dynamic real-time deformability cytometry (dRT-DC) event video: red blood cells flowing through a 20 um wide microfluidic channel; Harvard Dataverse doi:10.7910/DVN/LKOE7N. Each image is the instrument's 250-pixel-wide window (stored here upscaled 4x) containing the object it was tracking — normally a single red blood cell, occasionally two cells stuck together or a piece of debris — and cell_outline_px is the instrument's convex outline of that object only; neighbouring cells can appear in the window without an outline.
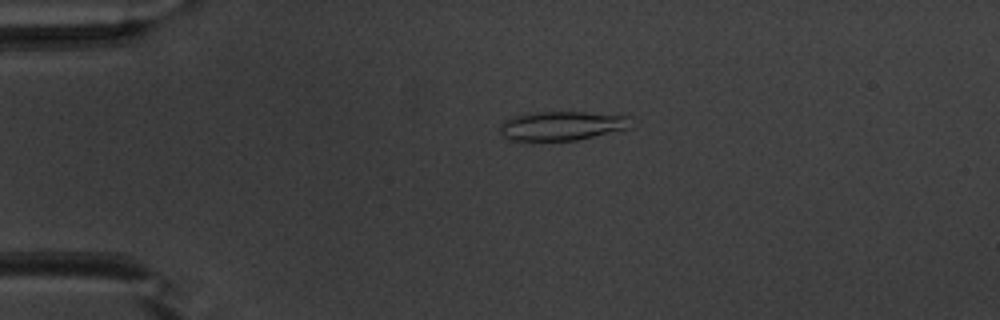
{"species": "common noctule bat (a hibernating species)", "species_latin": "Nyctalus noctula", "temperature_condition": "warm", "stored_images_in_passage": 51, "camera_frame_rate_fps": 3000, "um_per_image_px": 0.085, "animal": {"sex": "male", "body_mass_g": 20.1, "forearm_length_mm": 53.5}, "frame": {"image": 1, "passage_image": 12, "time_ms": 3.667, "image_size_px": [1000, 320], "cell_outline_px": [[632, 116], [628, 128], [576, 140], [512, 140], [504, 136], [500, 132], [500, 124], [504, 120], [512, 116], [540, 112], [584, 112]], "centroid_in_image_um": [47.75, 10.68], "position_along_channel_um": 37.3, "area_um2": 21.91}}
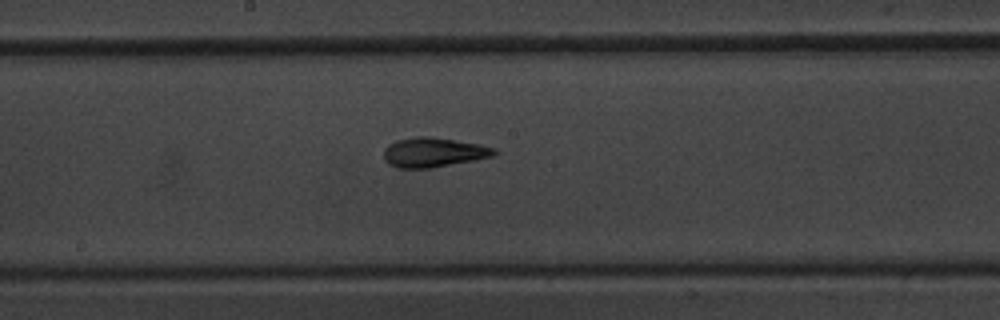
{"frame": {"image": 2, "passage_image": 28, "time_ms": 9.0, "image_size_px": [1000, 320], "cell_outline_px": [[500, 152], [492, 156], [432, 168], [396, 168], [388, 164], [384, 160], [384, 148], [388, 144], [396, 140], [416, 136], [432, 136], [480, 144], [496, 148]], "centroid_in_image_um": [36.83, 12.94], "position_along_channel_um": 211.4, "area_um2": 19.25}}
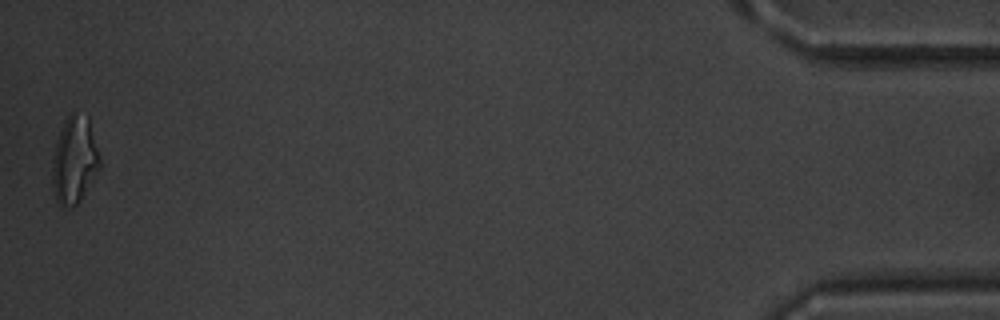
{"frame": {"image": 3, "passage_image": 51, "time_ms": 16.667, "image_size_px": [1000, 320], "cell_outline_px": [[100, 168], [80, 200], [76, 204], [60, 204], [56, 200], [52, 184], [52, 164], [56, 144], [64, 120], [72, 112], [88, 116], [100, 160]], "centroid_in_image_um": [6.33, 13.58], "position_along_channel_um": 428.9, "area_um2": 23.47}, "authors_computed_cell_mechanics": {"area_um2": 19.1896, "velocity_mm_per_s": 3.9931, "shape_relaxation_time_tau1_ms": null, "shape_relaxation_time_tau2_ms": 1.4454, "deformation_change_tau1": null, "deformation_change_tau2": 0.0842}}